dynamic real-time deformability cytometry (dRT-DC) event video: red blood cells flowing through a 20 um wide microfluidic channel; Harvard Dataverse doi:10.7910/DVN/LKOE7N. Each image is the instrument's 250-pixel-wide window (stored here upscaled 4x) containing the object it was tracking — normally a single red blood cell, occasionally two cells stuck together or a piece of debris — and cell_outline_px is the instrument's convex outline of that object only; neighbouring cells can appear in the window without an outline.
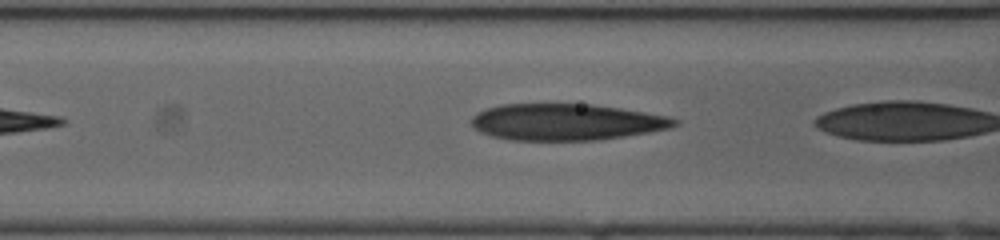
{"species": "human", "species_latin": "Homo sapiens", "temperature_condition": "cold", "stored_images_in_passage": 9, "camera_frame_rate_fps": 3000, "um_per_image_px": 0.085, "donor": {"sex": "female"}, "frame": {"image": 1, "passage_image": 8, "time_ms": 2.333, "image_size_px": [1000, 240], "cell_outline_px": [[680, 124], [672, 128], [600, 140], [508, 140], [492, 136], [480, 132], [472, 124], [472, 116], [476, 112], [500, 104], [592, 104], [620, 108], [668, 116], [680, 120]], "centroid_in_image_um": [48.16, 10.37], "position_along_channel_um": 118.4, "area_um2": 43.35}}